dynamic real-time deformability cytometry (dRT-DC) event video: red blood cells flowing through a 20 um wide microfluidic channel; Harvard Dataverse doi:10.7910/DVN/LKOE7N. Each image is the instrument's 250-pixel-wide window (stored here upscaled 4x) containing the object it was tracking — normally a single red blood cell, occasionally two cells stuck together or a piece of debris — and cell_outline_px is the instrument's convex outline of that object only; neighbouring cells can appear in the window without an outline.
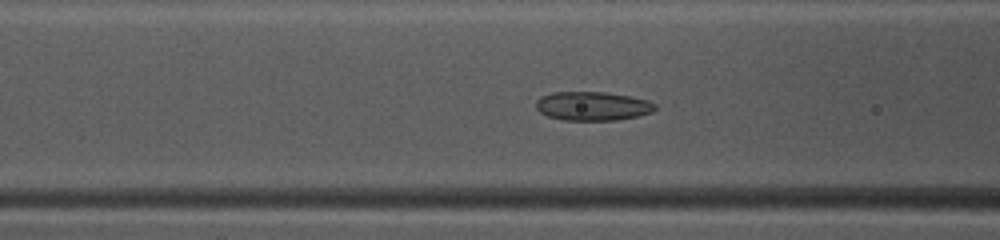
{"species": "common noctule bat (a hibernating species)", "species_latin": "Nyctalus noctula", "temperature_condition": "warm", "stored_images_in_passage": 38, "camera_frame_rate_fps": 3000, "um_per_image_px": 0.085, "animal": {"sex": "female", "body_mass_g": 10.0, "forearm_length_mm": 53.1}, "frame": {"image": 1, "passage_image": 9, "time_ms": 2.667, "image_size_px": [1000, 240], "cell_outline_px": [[656, 108], [652, 112], [636, 116], [616, 120], [564, 120], [548, 116], [540, 112], [536, 108], [536, 100], [540, 96], [552, 92], [604, 92], [628, 96], [648, 100], [656, 104]], "centroid_in_image_um": [50.34, 9.01], "position_along_channel_um": 116.3, "area_um2": 20.0}}
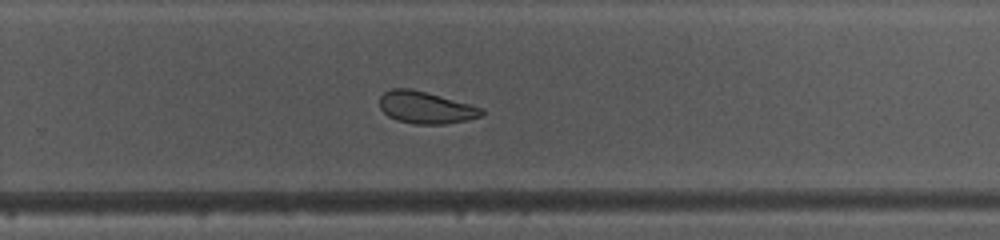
{"frame": {"image": 2, "passage_image": 22, "time_ms": 7.0, "image_size_px": [1000, 240], "cell_outline_px": [[484, 112], [480, 116], [468, 120], [444, 124], [416, 124], [396, 120], [388, 116], [380, 108], [380, 96], [384, 92], [392, 88], [412, 88], [484, 108]], "centroid_in_image_um": [36.18, 9.14], "position_along_channel_um": 293.6, "area_um2": 19.07}}
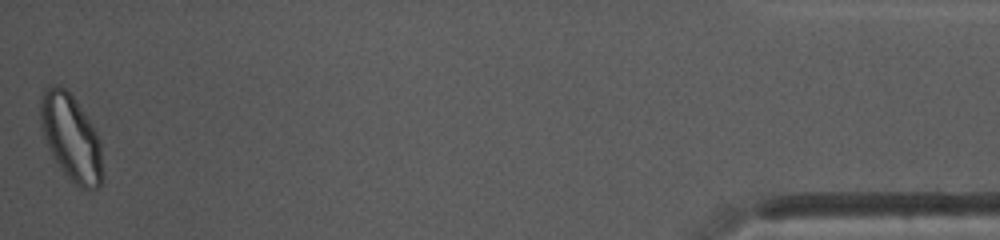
{"frame": {"image": 3, "passage_image": 38, "time_ms": 12.333, "image_size_px": [1000, 240], "cell_outline_px": [[104, 176], [100, 188], [88, 192], [80, 188], [64, 172], [52, 156], [48, 148], [40, 124], [40, 96], [48, 84], [60, 84], [76, 100], [96, 132], [100, 140]], "centroid_in_image_um": [6.06, 11.72], "position_along_channel_um": 429.1, "area_um2": 31.62}, "authors_computed_cell_mechanics": {"area_um2": 20.2011, "velocity_mm_per_s": 4.0965, "shape_relaxation_time_tau1_ms": null, "shape_relaxation_time_tau2_ms": 3.5643, "deformation_change_tau1": null, "deformation_change_tau2": 0.0807}}